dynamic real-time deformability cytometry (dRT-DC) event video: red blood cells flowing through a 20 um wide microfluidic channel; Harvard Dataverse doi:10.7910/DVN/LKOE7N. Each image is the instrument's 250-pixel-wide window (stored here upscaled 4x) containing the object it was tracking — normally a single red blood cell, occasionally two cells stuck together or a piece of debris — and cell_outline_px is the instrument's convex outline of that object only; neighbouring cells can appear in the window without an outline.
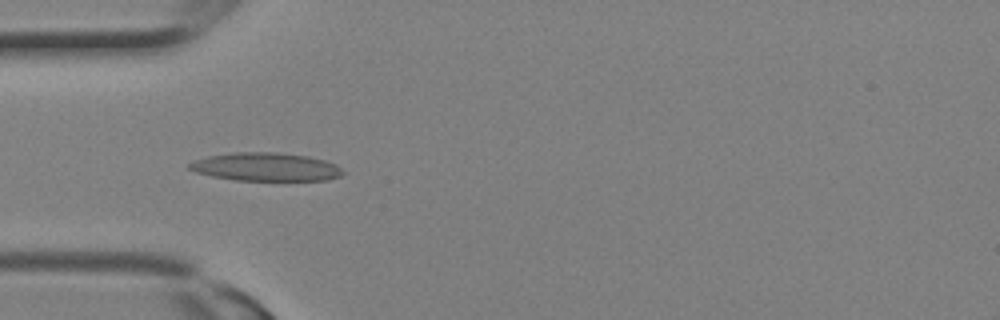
{"species": "Egyptian fruit bat (a non-hibernating species)", "species_latin": "Rousettus aegyptiacus", "temperature_condition": "room temperature", "stored_images_in_passage": 14, "camera_frame_rate_fps": 3000, "um_per_image_px": 0.085, "animal": {"sex": "female"}, "frame": {"image": 1, "passage_image": 9, "time_ms": 2.667, "image_size_px": [1000, 320], "cell_outline_px": [[344, 172], [340, 176], [328, 180], [236, 180], [212, 176], [196, 172], [188, 168], [188, 164], [192, 160], [208, 156], [236, 152], [276, 152], [308, 156], [324, 160], [336, 164]], "centroid_in_image_um": [22.58, 14.18], "position_along_channel_um": 62.4, "area_um2": 25.26}}
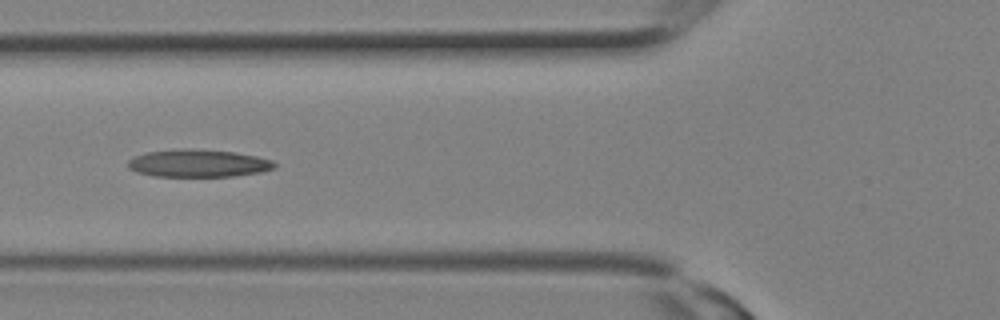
{"frame": {"image": 2, "passage_image": 11, "time_ms": 3.333, "image_size_px": [1000, 320], "cell_outline_px": [[276, 168], [260, 172], [236, 176], [152, 176], [136, 172], [128, 168], [128, 160], [132, 156], [144, 152], [184, 148], [192, 148], [236, 152], [256, 156], [272, 160], [276, 164]], "centroid_in_image_um": [16.82, 13.87], "position_along_channel_um": 109.0, "area_um2": 23.87}}
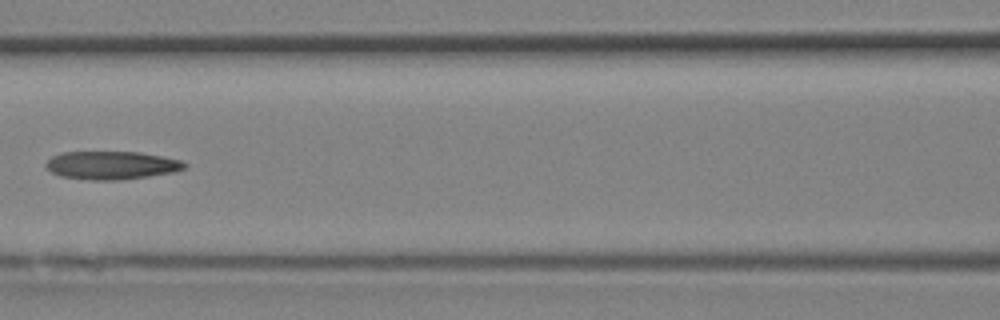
{"frame": {"image": 3, "passage_image": 13, "time_ms": 4.0, "image_size_px": [1000, 320], "cell_outline_px": [[188, 164], [184, 168], [172, 172], [148, 176], [120, 180], [92, 180], [60, 176], [52, 172], [44, 164], [52, 156], [64, 152], [140, 152], [180, 160]], "centroid_in_image_um": [9.46, 14.05], "position_along_channel_um": 157.1, "area_um2": 22.54}}